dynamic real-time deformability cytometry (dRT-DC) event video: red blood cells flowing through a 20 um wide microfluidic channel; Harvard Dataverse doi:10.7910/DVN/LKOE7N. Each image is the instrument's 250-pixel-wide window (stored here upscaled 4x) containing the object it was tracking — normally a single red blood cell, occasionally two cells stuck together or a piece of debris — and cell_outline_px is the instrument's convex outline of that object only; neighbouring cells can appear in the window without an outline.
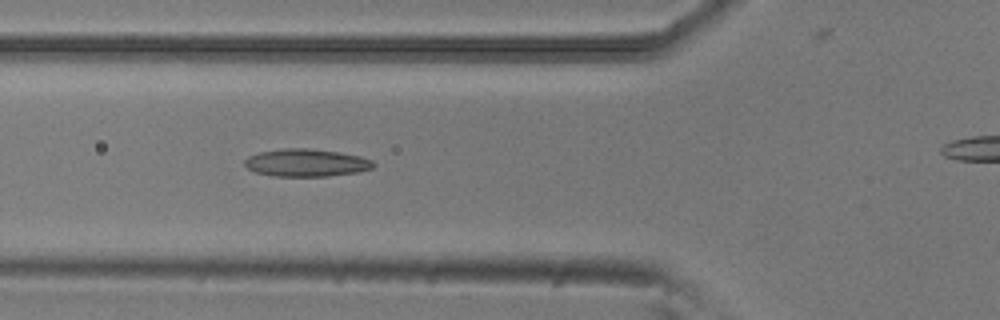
{"species": "common noctule bat (a hibernating species)", "species_latin": "Nyctalus noctula", "temperature_condition": "room temperature", "stored_images_in_passage": 6, "camera_frame_rate_fps": 3000, "um_per_image_px": 0.085, "animal": {"sex": "male", "body_mass_g": 20.5, "forearm_length_mm": 52.5}, "frame": {"image": 1, "passage_image": 5, "time_ms": 1.333, "image_size_px": [1000, 320], "cell_outline_px": [[376, 164], [372, 168], [356, 172], [328, 176], [272, 176], [256, 172], [248, 168], [244, 164], [244, 160], [248, 156], [260, 152], [284, 148], [308, 148], [340, 152], [360, 156], [372, 160]], "centroid_in_image_um": [26.03, 13.83], "position_along_channel_um": 99.8, "area_um2": 20.69}}